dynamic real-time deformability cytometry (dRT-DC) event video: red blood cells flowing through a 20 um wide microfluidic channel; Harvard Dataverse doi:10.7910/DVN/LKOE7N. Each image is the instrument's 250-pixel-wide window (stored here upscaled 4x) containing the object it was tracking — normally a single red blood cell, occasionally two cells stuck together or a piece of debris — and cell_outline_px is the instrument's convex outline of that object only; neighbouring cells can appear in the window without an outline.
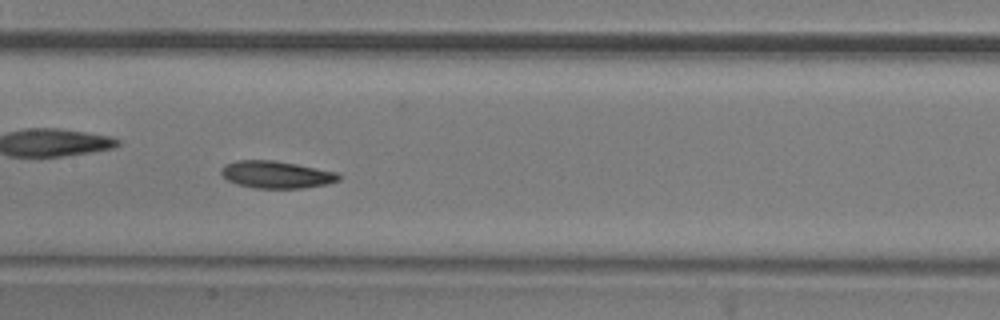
{"species": "common noctule bat (a hibernating species)", "species_latin": "Nyctalus noctula", "temperature_condition": "room temperature", "stored_images_in_passage": 50, "camera_frame_rate_fps": 3000, "um_per_image_px": 0.085, "animal": {"sex": "male", "body_mass_g": 20.5, "forearm_length_mm": 52.5}, "frame": {"image": 1, "passage_image": 22, "time_ms": 7.0, "image_size_px": [1000, 320], "cell_outline_px": [[344, 176], [340, 180], [328, 184], [304, 188], [256, 188], [236, 184], [228, 180], [220, 172], [224, 164], [236, 160], [272, 160], [296, 164], [336, 172]], "centroid_in_image_um": [23.51, 14.84], "position_along_channel_um": 183.9, "area_um2": 18.73}, "authors_computed_cell_mechanics": {"area_um2": 18.5249, "velocity_mm_per_s": 3.746, "shape_relaxation_time_tau1_ms": 3.9958, "shape_relaxation_time_tau2_ms": null, "deformation_change_tau1": 0.1078, "deformation_change_tau2": null}}